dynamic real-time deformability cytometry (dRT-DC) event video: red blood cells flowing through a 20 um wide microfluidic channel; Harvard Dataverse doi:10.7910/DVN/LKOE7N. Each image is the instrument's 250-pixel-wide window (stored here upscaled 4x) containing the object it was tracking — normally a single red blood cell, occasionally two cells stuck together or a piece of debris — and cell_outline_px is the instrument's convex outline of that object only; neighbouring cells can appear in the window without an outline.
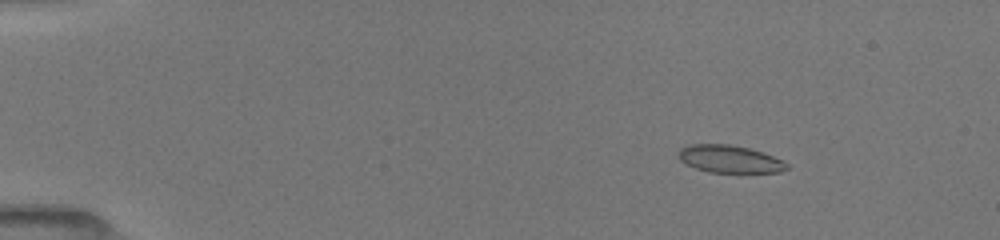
{"species": "common noctule bat (a hibernating species)", "species_latin": "Nyctalus noctula", "temperature_condition": "room temperature", "stored_images_in_passage": 16, "camera_frame_rate_fps": 3000, "um_per_image_px": 0.085, "animal": {"sex": "female", "body_mass_g": 19.5, "forearm_length_mm": 54.1}, "frame": {"image": 1, "passage_image": 8, "time_ms": 2.333, "image_size_px": [1000, 240], "cell_outline_px": [[788, 168], [780, 172], [708, 172], [696, 168], [680, 160], [680, 148], [692, 144], [728, 144], [748, 148], [784, 160], [788, 164]], "centroid_in_image_um": [62.04, 13.52], "position_along_channel_um": 23.0, "area_um2": 17.05}}
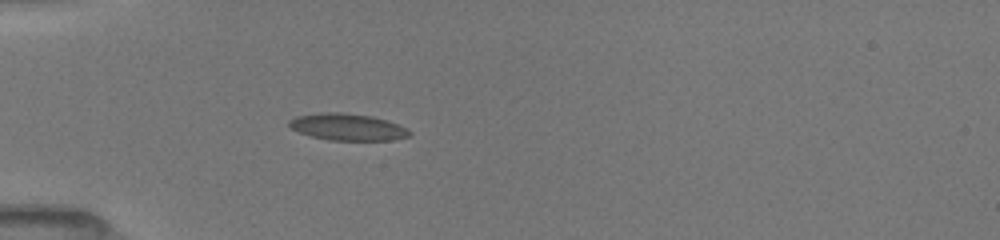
{"frame": {"image": 2, "passage_image": 14, "time_ms": 5.333, "image_size_px": [1000, 240], "cell_outline_px": [[412, 136], [392, 140], [328, 140], [312, 136], [300, 132], [292, 128], [288, 124], [288, 120], [296, 116], [320, 112], [340, 112], [372, 116], [408, 128], [412, 132]], "centroid_in_image_um": [29.55, 10.79], "position_along_channel_um": 55.4, "area_um2": 18.79}}
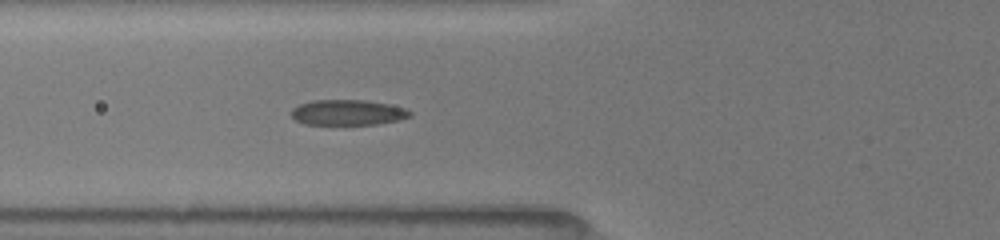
{"frame": {"image": 3, "passage_image": 16, "time_ms": 6.667, "image_size_px": [1000, 240], "cell_outline_px": [[412, 116], [396, 120], [376, 124], [304, 124], [296, 120], [292, 116], [292, 108], [300, 104], [312, 100], [364, 100], [388, 104], [404, 108], [412, 112]], "centroid_in_image_um": [29.55, 9.55], "position_along_channel_um": 96.3, "area_um2": 17.4}}